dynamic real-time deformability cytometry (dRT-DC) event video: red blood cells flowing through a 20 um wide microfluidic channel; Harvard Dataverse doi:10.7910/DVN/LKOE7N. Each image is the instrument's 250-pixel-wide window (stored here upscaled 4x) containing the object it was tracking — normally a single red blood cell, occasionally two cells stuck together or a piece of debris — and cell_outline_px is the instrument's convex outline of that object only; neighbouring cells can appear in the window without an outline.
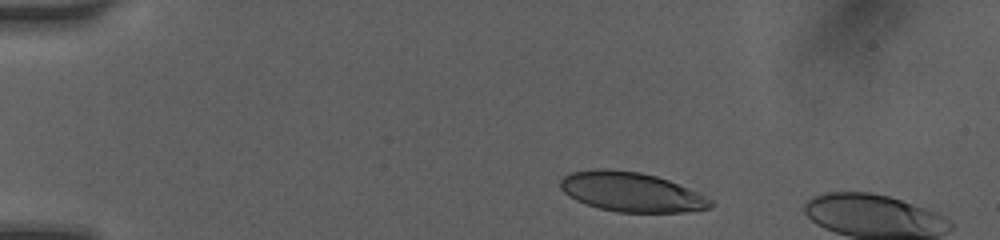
{"species": "human", "species_latin": "Homo sapiens", "temperature_condition": "room temperature", "stored_images_in_passage": 8, "camera_frame_rate_fps": 3000, "um_per_image_px": 0.085, "donor": {"sex": "female"}, "frame": {"image": 1, "passage_image": 3, "time_ms": 0.667, "image_size_px": [1000, 240], "cell_outline_px": [[716, 204], [708, 208], [684, 212], [616, 212], [600, 208], [576, 200], [568, 196], [560, 188], [560, 180], [564, 176], [572, 172], [596, 168], [608, 168], [640, 172], [656, 176], [668, 180], [688, 188], [712, 200]], "centroid_in_image_um": [53.64, 16.31], "position_along_channel_um": 31.4, "area_um2": 34.51}}